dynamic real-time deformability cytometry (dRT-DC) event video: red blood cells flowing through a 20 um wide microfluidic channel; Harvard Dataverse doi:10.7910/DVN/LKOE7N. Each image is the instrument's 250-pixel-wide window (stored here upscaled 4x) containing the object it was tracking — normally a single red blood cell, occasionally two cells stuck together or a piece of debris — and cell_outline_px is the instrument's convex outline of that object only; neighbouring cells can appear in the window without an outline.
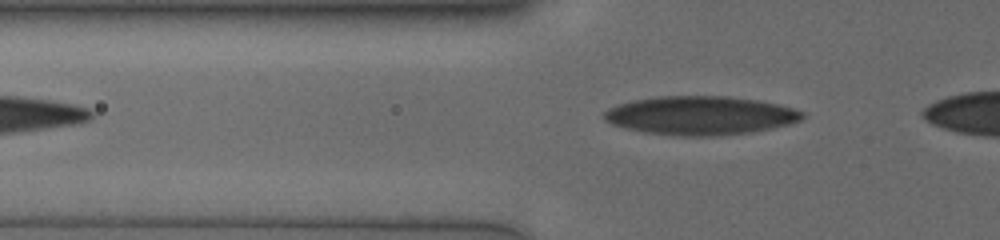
{"species": "human", "species_latin": "Homo sapiens", "temperature_condition": "cold", "stored_images_in_passage": 33, "camera_frame_rate_fps": 3000, "um_per_image_px": 0.085, "donor": {"sex": "male"}, "frame": {"image": 1, "passage_image": 3, "time_ms": 0.667, "image_size_px": [1000, 240], "cell_outline_px": [[804, 116], [800, 120], [788, 124], [772, 128], [748, 132], [712, 136], [676, 136], [644, 132], [624, 128], [612, 124], [604, 120], [604, 112], [620, 104], [636, 100], [660, 96], [728, 96], [756, 100], [776, 104], [792, 108], [804, 112]], "centroid_in_image_um": [59.52, 9.82], "position_along_channel_um": 66.3, "area_um2": 44.27}}
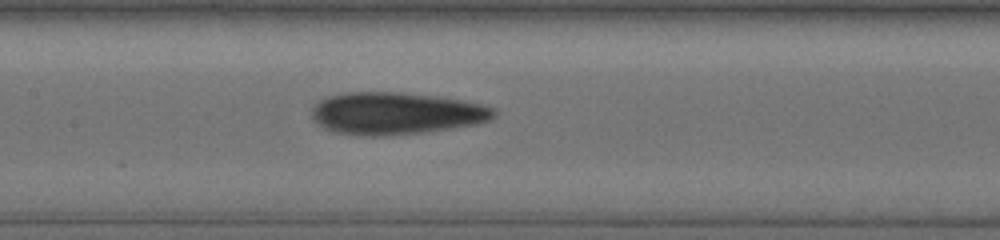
{"frame": {"image": 2, "passage_image": 12, "time_ms": 3.667, "image_size_px": [1000, 240], "cell_outline_px": [[496, 116], [480, 124], [424, 132], [384, 136], [368, 136], [332, 132], [316, 124], [312, 120], [312, 108], [320, 100], [328, 96], [344, 92], [400, 92], [436, 96], [464, 100], [496, 108]], "centroid_in_image_um": [33.65, 9.64], "position_along_channel_um": 173.7, "area_um2": 45.2}}
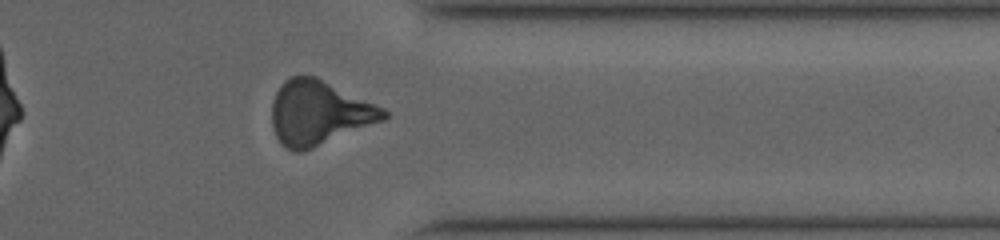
{"frame": {"image": 3, "passage_image": 29, "time_ms": 9.333, "image_size_px": [1000, 240], "cell_outline_px": [[388, 116], [384, 120], [312, 148], [300, 152], [292, 152], [284, 148], [280, 144], [272, 128], [272, 104], [276, 92], [284, 80], [292, 76], [316, 76], [384, 108], [388, 112]], "centroid_in_image_um": [27.08, 9.6], "position_along_channel_um": 384.3, "area_um2": 41.79}}